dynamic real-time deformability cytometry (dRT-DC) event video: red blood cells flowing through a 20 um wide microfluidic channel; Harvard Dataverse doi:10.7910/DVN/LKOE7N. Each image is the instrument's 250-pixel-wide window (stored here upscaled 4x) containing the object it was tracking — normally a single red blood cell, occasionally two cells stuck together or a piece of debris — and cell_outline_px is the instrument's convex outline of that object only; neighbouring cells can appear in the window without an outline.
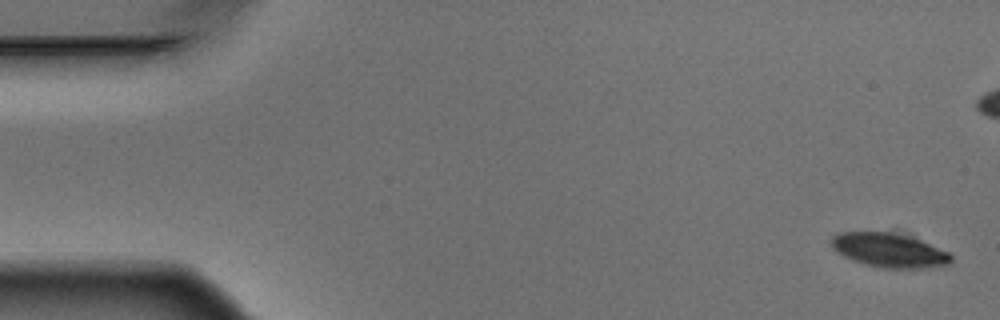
{"species": "Egyptian fruit bat (a non-hibernating species)", "species_latin": "Rousettus aegyptiacus", "temperature_condition": "warm", "stored_images_in_passage": 5, "camera_frame_rate_fps": 3000, "um_per_image_px": 0.085, "animal": {"sex": "male"}, "frame": {"image": 1, "passage_image": 1, "time_ms": 0.0, "image_size_px": [1000, 320], "cell_outline_px": [[952, 260], [948, 264], [920, 268], [884, 268], [852, 260], [844, 256], [832, 248], [832, 236], [840, 232], [888, 232], [908, 236], [920, 240], [948, 252], [952, 256]], "centroid_in_image_um": [75.57, 21.27], "position_along_channel_um": 9.4, "area_um2": 23.35}}